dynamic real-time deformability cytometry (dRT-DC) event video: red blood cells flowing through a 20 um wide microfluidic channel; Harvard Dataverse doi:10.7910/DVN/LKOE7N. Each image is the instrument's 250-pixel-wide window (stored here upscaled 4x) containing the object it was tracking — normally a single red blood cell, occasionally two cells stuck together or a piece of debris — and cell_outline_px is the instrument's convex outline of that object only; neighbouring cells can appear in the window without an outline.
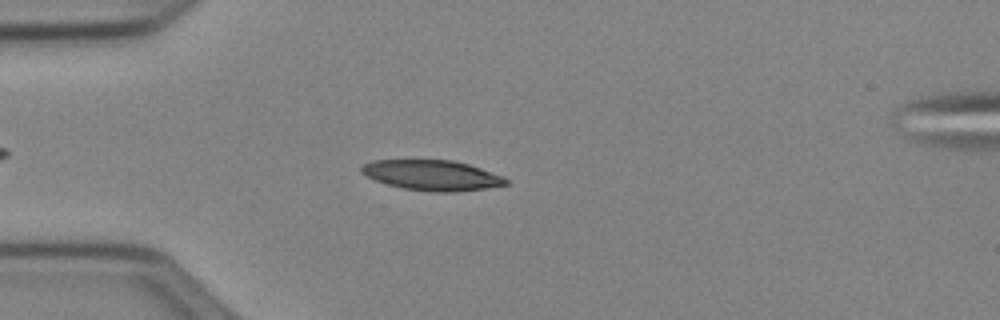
{"species": "Egyptian fruit bat (a non-hibernating species)", "species_latin": "Rousettus aegyptiacus", "temperature_condition": "cold", "stored_images_in_passage": 44, "camera_frame_rate_fps": 3000, "um_per_image_px": 0.085, "animal": {"sex": "female"}, "frame": {"image": 1, "passage_image": 6, "time_ms": 1.667, "image_size_px": [1000, 320], "cell_outline_px": [[508, 184], [484, 188], [456, 192], [432, 192], [400, 188], [376, 180], [360, 172], [360, 168], [364, 164], [372, 160], [452, 160], [468, 164], [504, 176], [508, 180]], "centroid_in_image_um": [36.72, 14.9], "position_along_channel_um": 48.3, "area_um2": 25.43}}
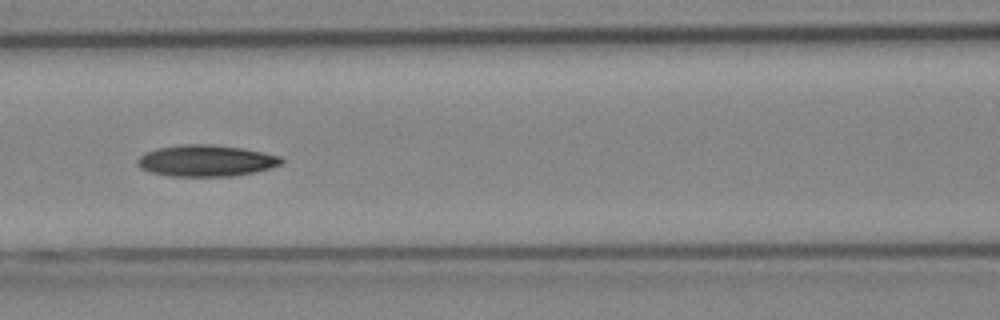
{"frame": {"image": 2, "passage_image": 15, "time_ms": 4.667, "image_size_px": [1000, 320], "cell_outline_px": [[284, 160], [280, 164], [256, 172], [232, 176], [168, 176], [152, 172], [140, 168], [136, 164], [136, 160], [144, 152], [156, 148], [184, 144], [208, 144], [240, 148], [264, 152], [280, 156]], "centroid_in_image_um": [17.48, 13.66], "position_along_channel_um": 149.1, "area_um2": 26.36}}
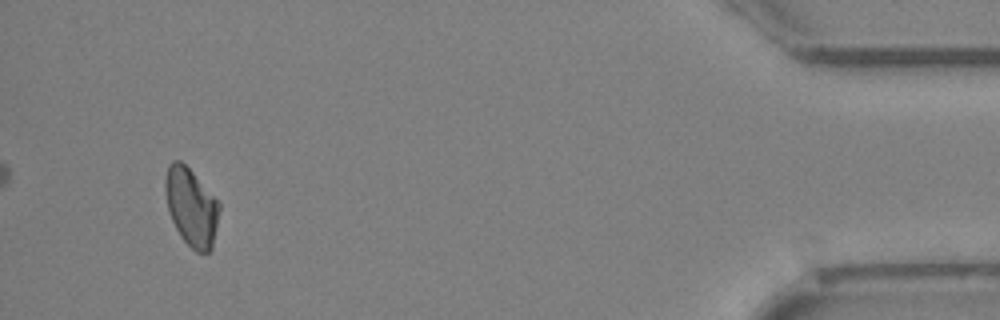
{"frame": {"image": 3, "passage_image": 41, "time_ms": 13.333, "image_size_px": [1000, 320], "cell_outline_px": [[220, 208], [212, 248], [208, 252], [196, 252], [180, 236], [168, 212], [164, 188], [164, 180], [168, 164], [172, 160], [180, 160], [192, 172], [220, 204]], "centroid_in_image_um": [16.23, 17.59], "position_along_channel_um": 419.0, "area_um2": 24.33}}